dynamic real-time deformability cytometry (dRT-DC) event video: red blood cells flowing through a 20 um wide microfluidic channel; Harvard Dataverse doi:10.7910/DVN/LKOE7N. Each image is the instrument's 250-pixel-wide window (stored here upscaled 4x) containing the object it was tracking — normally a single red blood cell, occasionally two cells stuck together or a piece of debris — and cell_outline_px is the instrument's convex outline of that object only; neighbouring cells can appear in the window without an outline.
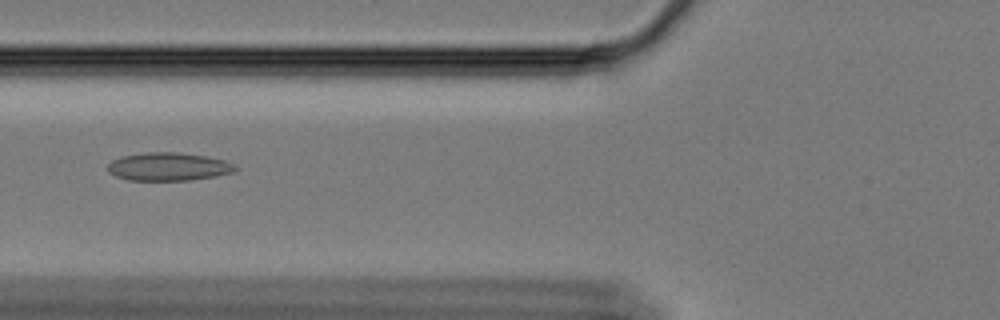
{"species": "Egyptian fruit bat (a non-hibernating species)", "species_latin": "Rousettus aegyptiacus", "temperature_condition": "cold", "stored_images_in_passage": 49, "camera_frame_rate_fps": 3000, "um_per_image_px": 0.085, "animal": {"sex": "female"}, "frame": {"image": 1, "passage_image": 13, "time_ms": 4.0, "image_size_px": [1000, 320], "cell_outline_px": [[240, 168], [232, 172], [216, 176], [188, 180], [128, 180], [116, 176], [108, 172], [108, 164], [112, 160], [120, 156], [144, 152], [180, 152], [204, 156], [224, 160]], "centroid_in_image_um": [14.29, 14.16], "position_along_channel_um": 111.5, "area_um2": 20.92}}
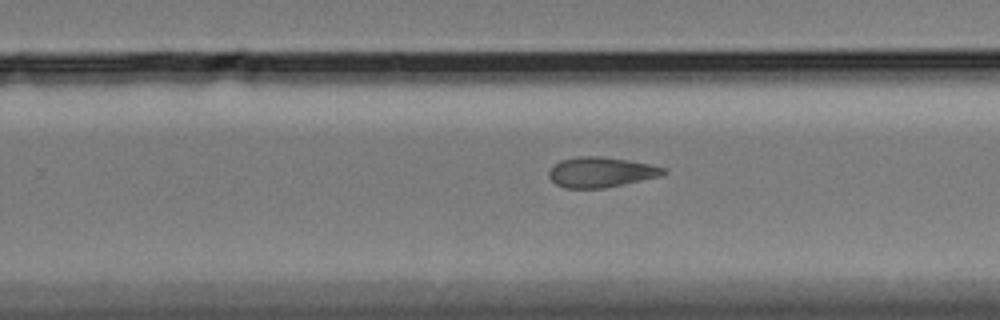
{"frame": {"image": 2, "passage_image": 28, "time_ms": 9.0, "image_size_px": [1000, 320], "cell_outline_px": [[668, 172], [660, 176], [604, 188], [564, 188], [556, 184], [548, 176], [548, 172], [560, 160], [580, 156], [600, 156], [628, 160], [652, 164], [664, 168]], "centroid_in_image_um": [51.08, 14.63], "position_along_channel_um": 278.7, "area_um2": 20.06}}
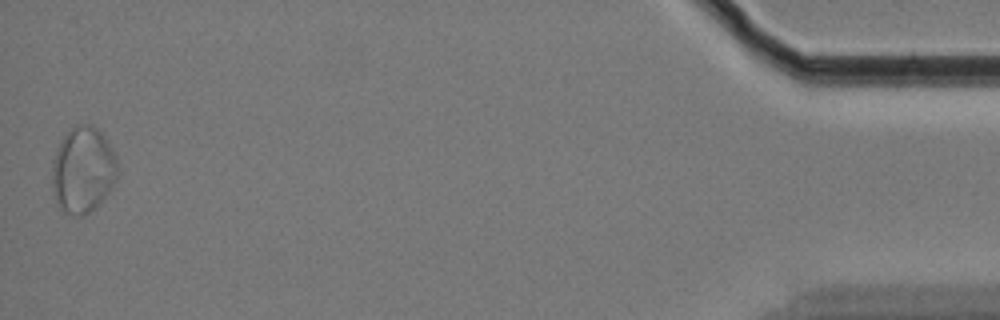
{"frame": {"image": 3, "passage_image": 49, "time_ms": 16.0, "image_size_px": [1000, 320], "cell_outline_px": [[116, 180], [112, 188], [84, 216], [80, 216], [64, 212], [60, 208], [56, 196], [52, 176], [52, 160], [56, 148], [64, 136], [72, 128], [80, 124], [92, 124], [104, 136], [116, 156]], "centroid_in_image_um": [7.05, 14.41], "position_along_channel_um": 428.2, "area_um2": 32.19}, "authors_computed_cell_mechanics": {"area_um2": 21.2126, "velocity_mm_per_s": 3.3409, "shape_relaxation_time_tau1_ms": null, "shape_relaxation_time_tau2_ms": 7.3676, "deformation_change_tau1": null, "deformation_change_tau2": 0.1342}}